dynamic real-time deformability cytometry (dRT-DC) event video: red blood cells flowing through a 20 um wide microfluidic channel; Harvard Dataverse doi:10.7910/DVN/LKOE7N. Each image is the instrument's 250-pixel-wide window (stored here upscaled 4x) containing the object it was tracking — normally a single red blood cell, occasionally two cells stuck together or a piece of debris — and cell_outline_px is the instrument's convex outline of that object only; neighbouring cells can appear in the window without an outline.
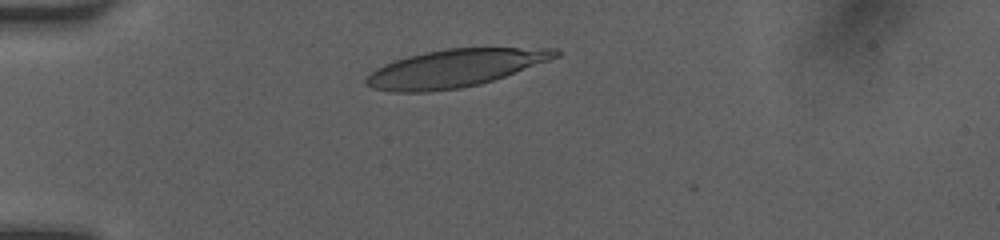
{"species": "human", "species_latin": "Homo sapiens", "temperature_condition": "room temperature", "stored_images_in_passage": 30, "camera_frame_rate_fps": 3000, "um_per_image_px": 0.085, "donor": {"sex": "female"}, "frame": {"image": 1, "passage_image": 1, "time_ms": 0.0, "image_size_px": [1000, 240], "cell_outline_px": [[560, 56], [504, 76], [480, 84], [460, 88], [428, 92], [392, 92], [372, 88], [364, 84], [364, 80], [376, 68], [392, 60], [424, 52], [444, 48], [556, 48], [560, 52]], "centroid_in_image_um": [38.61, 5.8], "position_along_channel_um": 46.4, "area_um2": 41.44}}
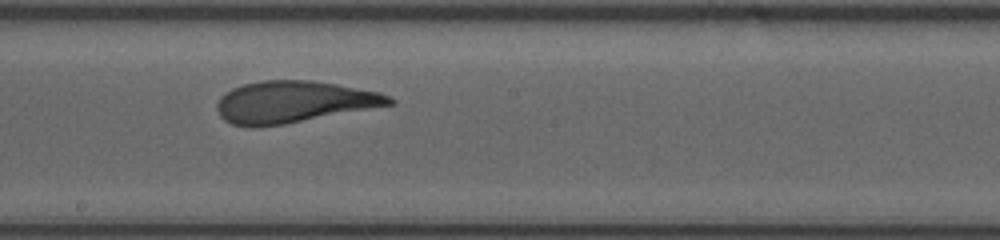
{"frame": {"image": 2, "passage_image": 16, "time_ms": 5.0, "image_size_px": [1000, 240], "cell_outline_px": [[396, 104], [284, 124], [232, 124], [224, 120], [220, 116], [216, 108], [216, 104], [220, 96], [224, 92], [232, 88], [244, 84], [264, 80], [312, 80], [336, 84], [380, 92], [396, 100]], "centroid_in_image_um": [25.0, 8.63], "position_along_channel_um": 223.2, "area_um2": 41.38}}
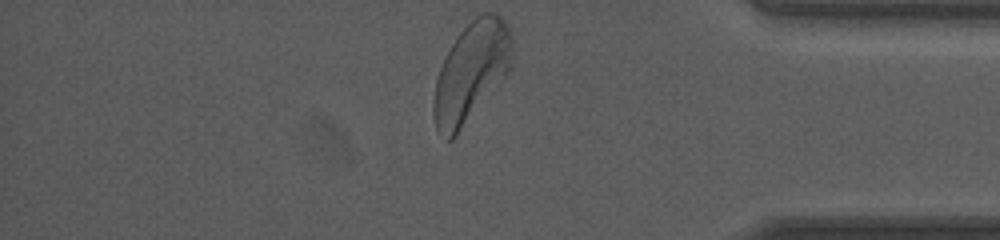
{"frame": {"image": 3, "passage_image": 30, "time_ms": 9.667, "image_size_px": [1000, 240], "cell_outline_px": [[512, 68], [456, 136], [452, 140], [448, 140], [436, 128], [432, 112], [432, 100], [436, 80], [440, 68], [452, 44], [460, 32], [480, 12], [496, 12], [512, 28]], "centroid_in_image_um": [40.07, 6.1], "position_along_channel_um": 395.1, "area_um2": 45.72}, "authors_computed_cell_mechanics": {"area_um2": 42.0495, "velocity_mm_per_s": 4.1324, "shape_relaxation_time_tau1_ms": 4.0753, "shape_relaxation_time_tau2_ms": 0.8578, "deformation_change_tau1": 0.1834, "deformation_change_tau2": 0.0881}}